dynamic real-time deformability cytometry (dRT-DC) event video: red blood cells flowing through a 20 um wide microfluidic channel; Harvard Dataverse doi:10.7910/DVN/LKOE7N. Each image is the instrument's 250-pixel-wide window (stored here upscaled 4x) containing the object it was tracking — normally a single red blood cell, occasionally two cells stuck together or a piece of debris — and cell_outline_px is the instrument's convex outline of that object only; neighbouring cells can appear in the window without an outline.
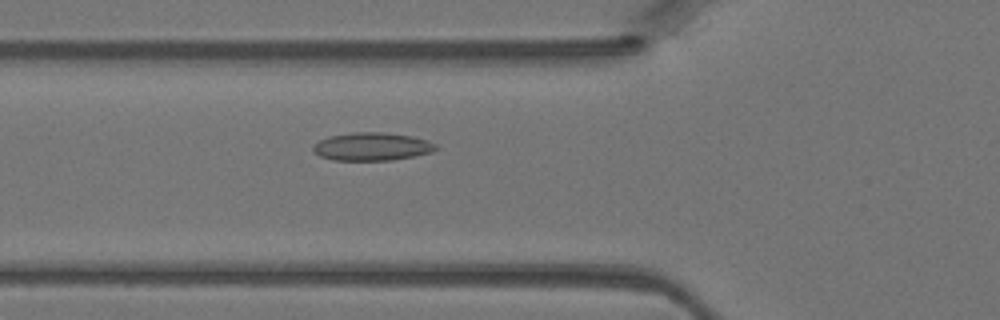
{"species": "Egyptian fruit bat (a non-hibernating species)", "species_latin": "Rousettus aegyptiacus", "temperature_condition": "warm", "stored_images_in_passage": 36, "camera_frame_rate_fps": 3000, "um_per_image_px": 0.085, "animal": {"sex": "female"}, "frame": {"image": 1, "passage_image": 7, "time_ms": 2.0, "image_size_px": [1000, 320], "cell_outline_px": [[440, 148], [432, 152], [392, 160], [332, 160], [320, 156], [312, 148], [312, 144], [328, 136], [356, 132], [380, 132], [412, 136], [428, 140], [436, 144]], "centroid_in_image_um": [31.63, 12.45], "position_along_channel_um": 94.2, "area_um2": 20.06}}
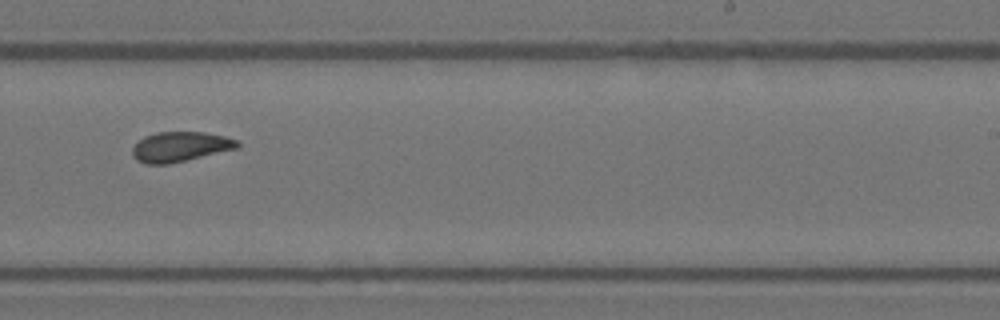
{"frame": {"image": 2, "passage_image": 19, "time_ms": 6.0, "image_size_px": [1000, 320], "cell_outline_px": [[240, 144], [236, 148], [168, 164], [144, 164], [136, 160], [132, 156], [132, 148], [144, 136], [156, 132], [204, 132], [224, 136], [236, 140]], "centroid_in_image_um": [15.26, 12.47], "position_along_channel_um": 273.7, "area_um2": 18.09}}
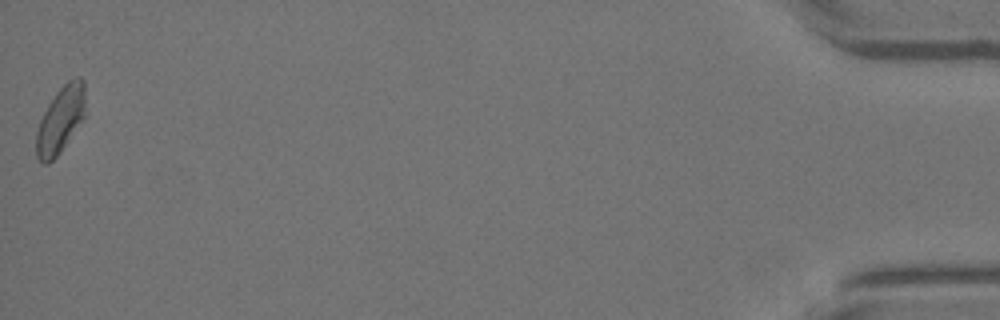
{"frame": {"image": 3, "passage_image": 36, "time_ms": 11.667, "image_size_px": [1000, 320], "cell_outline_px": [[84, 120], [60, 152], [48, 164], [44, 164], [36, 156], [36, 132], [40, 120], [48, 104], [56, 92], [68, 80], [76, 76], [80, 76], [84, 80]], "centroid_in_image_um": [5.15, 10.18], "position_along_channel_um": 430.1, "area_um2": 19.07}}